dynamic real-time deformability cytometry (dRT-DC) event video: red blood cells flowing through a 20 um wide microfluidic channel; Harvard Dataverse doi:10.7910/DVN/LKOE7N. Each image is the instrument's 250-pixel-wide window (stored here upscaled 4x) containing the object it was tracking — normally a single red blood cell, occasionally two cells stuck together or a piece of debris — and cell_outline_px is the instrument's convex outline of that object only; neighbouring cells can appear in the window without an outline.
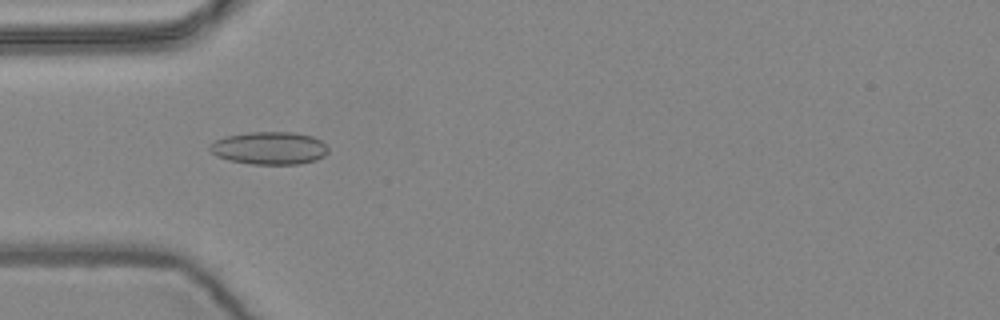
{"species": "common noctule bat (a hibernating species)", "species_latin": "Nyctalus noctula", "temperature_condition": "warm", "stored_images_in_passage": 2, "camera_frame_rate_fps": 3000, "um_per_image_px": 0.085, "animal": {"sex": "female", "body_mass_g": 24.6, "forearm_length_mm": 56.2}, "frame": {"image": 1, "passage_image": 1, "time_ms": 0.0, "image_size_px": [1000, 320], "cell_outline_px": [[328, 152], [324, 156], [316, 160], [300, 164], [252, 164], [228, 160], [216, 156], [208, 148], [208, 144], [224, 136], [248, 132], [292, 132], [312, 136], [320, 140], [328, 148]], "centroid_in_image_um": [22.87, 12.59], "position_along_channel_um": 62.1, "area_um2": 22.72}}
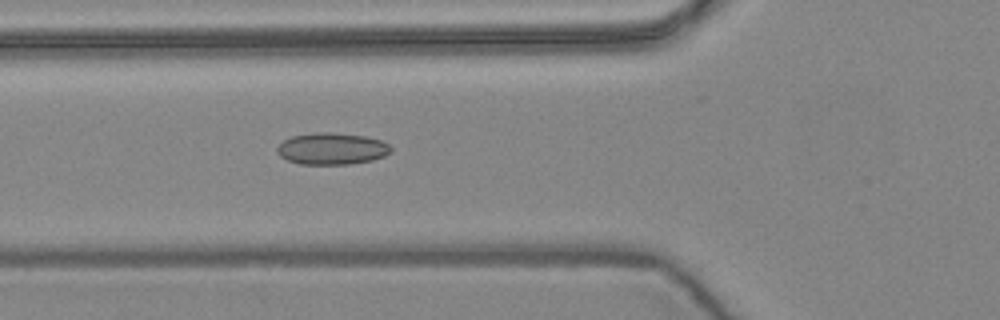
{"frame": {"image": 2, "passage_image": 2, "time_ms": 0.333, "image_size_px": [1000, 320], "cell_outline_px": [[392, 152], [384, 156], [372, 160], [348, 164], [300, 164], [288, 160], [280, 156], [276, 152], [276, 148], [284, 140], [292, 136], [316, 132], [328, 132], [364, 136], [380, 140], [388, 144], [392, 148]], "centroid_in_image_um": [28.2, 12.64], "position_along_channel_um": 97.6, "area_um2": 20.98}}